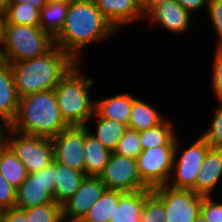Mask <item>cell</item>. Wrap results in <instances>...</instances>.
Returning <instances> with one entry per match:
<instances>
[{"label": "cell", "mask_w": 222, "mask_h": 222, "mask_svg": "<svg viewBox=\"0 0 222 222\" xmlns=\"http://www.w3.org/2000/svg\"><path fill=\"white\" fill-rule=\"evenodd\" d=\"M114 32V27L92 0H74L69 3L64 26L54 38V45L77 62L80 50Z\"/></svg>", "instance_id": "6da1fadb"}, {"label": "cell", "mask_w": 222, "mask_h": 222, "mask_svg": "<svg viewBox=\"0 0 222 222\" xmlns=\"http://www.w3.org/2000/svg\"><path fill=\"white\" fill-rule=\"evenodd\" d=\"M76 63L56 45L41 56L10 63L18 96L53 90Z\"/></svg>", "instance_id": "7a4b0ae2"}, {"label": "cell", "mask_w": 222, "mask_h": 222, "mask_svg": "<svg viewBox=\"0 0 222 222\" xmlns=\"http://www.w3.org/2000/svg\"><path fill=\"white\" fill-rule=\"evenodd\" d=\"M67 127L54 89L20 97L16 116L10 123L14 131L44 138H53Z\"/></svg>", "instance_id": "3957f363"}, {"label": "cell", "mask_w": 222, "mask_h": 222, "mask_svg": "<svg viewBox=\"0 0 222 222\" xmlns=\"http://www.w3.org/2000/svg\"><path fill=\"white\" fill-rule=\"evenodd\" d=\"M80 66L76 63L54 88L59 110L69 126H85L94 113L95 103L89 94L94 81Z\"/></svg>", "instance_id": "277c9868"}, {"label": "cell", "mask_w": 222, "mask_h": 222, "mask_svg": "<svg viewBox=\"0 0 222 222\" xmlns=\"http://www.w3.org/2000/svg\"><path fill=\"white\" fill-rule=\"evenodd\" d=\"M54 46V39L40 27L2 23L0 58L18 62L41 56Z\"/></svg>", "instance_id": "5b68a950"}, {"label": "cell", "mask_w": 222, "mask_h": 222, "mask_svg": "<svg viewBox=\"0 0 222 222\" xmlns=\"http://www.w3.org/2000/svg\"><path fill=\"white\" fill-rule=\"evenodd\" d=\"M7 132L6 145L23 162L28 173L42 170L53 161L51 138L22 134L12 129Z\"/></svg>", "instance_id": "8992f818"}, {"label": "cell", "mask_w": 222, "mask_h": 222, "mask_svg": "<svg viewBox=\"0 0 222 222\" xmlns=\"http://www.w3.org/2000/svg\"><path fill=\"white\" fill-rule=\"evenodd\" d=\"M179 140L177 139L174 163L172 167L171 175L173 174V180L171 178L166 184L169 187L176 189H189L195 192V184L198 173L201 171V165L207 151L211 148L205 139L200 136L194 140V143L189 148L184 149L177 159ZM172 184H171V183Z\"/></svg>", "instance_id": "52a82bcc"}, {"label": "cell", "mask_w": 222, "mask_h": 222, "mask_svg": "<svg viewBox=\"0 0 222 222\" xmlns=\"http://www.w3.org/2000/svg\"><path fill=\"white\" fill-rule=\"evenodd\" d=\"M152 192L164 203L167 222H194L200 213L203 196L193 190L161 185Z\"/></svg>", "instance_id": "ba28073f"}, {"label": "cell", "mask_w": 222, "mask_h": 222, "mask_svg": "<svg viewBox=\"0 0 222 222\" xmlns=\"http://www.w3.org/2000/svg\"><path fill=\"white\" fill-rule=\"evenodd\" d=\"M176 146H157L143 150L136 158L141 180L150 188L166 185L172 178Z\"/></svg>", "instance_id": "9c48e42d"}, {"label": "cell", "mask_w": 222, "mask_h": 222, "mask_svg": "<svg viewBox=\"0 0 222 222\" xmlns=\"http://www.w3.org/2000/svg\"><path fill=\"white\" fill-rule=\"evenodd\" d=\"M56 162L52 161L42 170L28 173L26 179L16 190L15 207L26 209L52 203L54 201Z\"/></svg>", "instance_id": "30bf717a"}, {"label": "cell", "mask_w": 222, "mask_h": 222, "mask_svg": "<svg viewBox=\"0 0 222 222\" xmlns=\"http://www.w3.org/2000/svg\"><path fill=\"white\" fill-rule=\"evenodd\" d=\"M98 177L106 190L133 192L150 189L139 176L136 159L113 152Z\"/></svg>", "instance_id": "8fae6325"}, {"label": "cell", "mask_w": 222, "mask_h": 222, "mask_svg": "<svg viewBox=\"0 0 222 222\" xmlns=\"http://www.w3.org/2000/svg\"><path fill=\"white\" fill-rule=\"evenodd\" d=\"M53 161L85 174V126H69L51 138Z\"/></svg>", "instance_id": "7c38bea8"}, {"label": "cell", "mask_w": 222, "mask_h": 222, "mask_svg": "<svg viewBox=\"0 0 222 222\" xmlns=\"http://www.w3.org/2000/svg\"><path fill=\"white\" fill-rule=\"evenodd\" d=\"M105 190L98 176H86L77 191L61 205L63 222H79Z\"/></svg>", "instance_id": "4fadbf2b"}, {"label": "cell", "mask_w": 222, "mask_h": 222, "mask_svg": "<svg viewBox=\"0 0 222 222\" xmlns=\"http://www.w3.org/2000/svg\"><path fill=\"white\" fill-rule=\"evenodd\" d=\"M115 30L144 17L140 0H92Z\"/></svg>", "instance_id": "5bb4252c"}, {"label": "cell", "mask_w": 222, "mask_h": 222, "mask_svg": "<svg viewBox=\"0 0 222 222\" xmlns=\"http://www.w3.org/2000/svg\"><path fill=\"white\" fill-rule=\"evenodd\" d=\"M146 16H149L153 22L160 24L163 28L177 34L185 32L191 25V14L176 0L158 4Z\"/></svg>", "instance_id": "9a60e30c"}, {"label": "cell", "mask_w": 222, "mask_h": 222, "mask_svg": "<svg viewBox=\"0 0 222 222\" xmlns=\"http://www.w3.org/2000/svg\"><path fill=\"white\" fill-rule=\"evenodd\" d=\"M222 177V148H210L197 175L195 193L201 196H211Z\"/></svg>", "instance_id": "2e32d148"}, {"label": "cell", "mask_w": 222, "mask_h": 222, "mask_svg": "<svg viewBox=\"0 0 222 222\" xmlns=\"http://www.w3.org/2000/svg\"><path fill=\"white\" fill-rule=\"evenodd\" d=\"M19 98L10 63L0 58V117L8 123L16 116Z\"/></svg>", "instance_id": "e0dca14e"}, {"label": "cell", "mask_w": 222, "mask_h": 222, "mask_svg": "<svg viewBox=\"0 0 222 222\" xmlns=\"http://www.w3.org/2000/svg\"><path fill=\"white\" fill-rule=\"evenodd\" d=\"M134 95L116 94L95 103L94 111L103 118L116 120L128 126Z\"/></svg>", "instance_id": "ac0fdd59"}, {"label": "cell", "mask_w": 222, "mask_h": 222, "mask_svg": "<svg viewBox=\"0 0 222 222\" xmlns=\"http://www.w3.org/2000/svg\"><path fill=\"white\" fill-rule=\"evenodd\" d=\"M88 124L85 125L84 164L86 176H98L109 162L112 151L104 147L90 134Z\"/></svg>", "instance_id": "d6986e66"}, {"label": "cell", "mask_w": 222, "mask_h": 222, "mask_svg": "<svg viewBox=\"0 0 222 222\" xmlns=\"http://www.w3.org/2000/svg\"><path fill=\"white\" fill-rule=\"evenodd\" d=\"M152 192V189L141 191L124 192L118 206L115 207L110 222H141V211L145 198Z\"/></svg>", "instance_id": "ffe728a7"}, {"label": "cell", "mask_w": 222, "mask_h": 222, "mask_svg": "<svg viewBox=\"0 0 222 222\" xmlns=\"http://www.w3.org/2000/svg\"><path fill=\"white\" fill-rule=\"evenodd\" d=\"M86 175L56 162L54 201L60 205L66 202L80 187Z\"/></svg>", "instance_id": "44dd1931"}, {"label": "cell", "mask_w": 222, "mask_h": 222, "mask_svg": "<svg viewBox=\"0 0 222 222\" xmlns=\"http://www.w3.org/2000/svg\"><path fill=\"white\" fill-rule=\"evenodd\" d=\"M0 173L16 190L28 176L23 162L5 145L0 148Z\"/></svg>", "instance_id": "7402d4cb"}, {"label": "cell", "mask_w": 222, "mask_h": 222, "mask_svg": "<svg viewBox=\"0 0 222 222\" xmlns=\"http://www.w3.org/2000/svg\"><path fill=\"white\" fill-rule=\"evenodd\" d=\"M164 120L157 109L136 98L132 104L128 128L139 132L155 127Z\"/></svg>", "instance_id": "603a6c76"}, {"label": "cell", "mask_w": 222, "mask_h": 222, "mask_svg": "<svg viewBox=\"0 0 222 222\" xmlns=\"http://www.w3.org/2000/svg\"><path fill=\"white\" fill-rule=\"evenodd\" d=\"M124 192L105 190L79 222H110Z\"/></svg>", "instance_id": "cb8c5ba5"}, {"label": "cell", "mask_w": 222, "mask_h": 222, "mask_svg": "<svg viewBox=\"0 0 222 222\" xmlns=\"http://www.w3.org/2000/svg\"><path fill=\"white\" fill-rule=\"evenodd\" d=\"M68 3L51 2L46 3L40 9V28L48 33L53 39L59 34L64 26Z\"/></svg>", "instance_id": "d4e9b609"}, {"label": "cell", "mask_w": 222, "mask_h": 222, "mask_svg": "<svg viewBox=\"0 0 222 222\" xmlns=\"http://www.w3.org/2000/svg\"><path fill=\"white\" fill-rule=\"evenodd\" d=\"M95 115L98 118L96 123V132H90V134L94 136L104 147L113 152L119 140L124 136L128 126L116 120L100 117L94 111L93 116Z\"/></svg>", "instance_id": "484cf974"}, {"label": "cell", "mask_w": 222, "mask_h": 222, "mask_svg": "<svg viewBox=\"0 0 222 222\" xmlns=\"http://www.w3.org/2000/svg\"><path fill=\"white\" fill-rule=\"evenodd\" d=\"M139 139L143 150L157 146H176L177 142L173 127L166 120L155 127L139 131Z\"/></svg>", "instance_id": "4316f807"}, {"label": "cell", "mask_w": 222, "mask_h": 222, "mask_svg": "<svg viewBox=\"0 0 222 222\" xmlns=\"http://www.w3.org/2000/svg\"><path fill=\"white\" fill-rule=\"evenodd\" d=\"M2 18V23L40 27V11L27 3L8 4Z\"/></svg>", "instance_id": "83f0119b"}, {"label": "cell", "mask_w": 222, "mask_h": 222, "mask_svg": "<svg viewBox=\"0 0 222 222\" xmlns=\"http://www.w3.org/2000/svg\"><path fill=\"white\" fill-rule=\"evenodd\" d=\"M23 210L30 222H63L61 205L55 201Z\"/></svg>", "instance_id": "f1b7e54d"}, {"label": "cell", "mask_w": 222, "mask_h": 222, "mask_svg": "<svg viewBox=\"0 0 222 222\" xmlns=\"http://www.w3.org/2000/svg\"><path fill=\"white\" fill-rule=\"evenodd\" d=\"M142 151L139 132L128 128L124 136L119 140L113 153L136 159Z\"/></svg>", "instance_id": "f546056e"}, {"label": "cell", "mask_w": 222, "mask_h": 222, "mask_svg": "<svg viewBox=\"0 0 222 222\" xmlns=\"http://www.w3.org/2000/svg\"><path fill=\"white\" fill-rule=\"evenodd\" d=\"M164 203L151 192L146 198L141 211V222H167Z\"/></svg>", "instance_id": "4dcf8cb0"}, {"label": "cell", "mask_w": 222, "mask_h": 222, "mask_svg": "<svg viewBox=\"0 0 222 222\" xmlns=\"http://www.w3.org/2000/svg\"><path fill=\"white\" fill-rule=\"evenodd\" d=\"M201 136L211 148H222V104H219L209 130Z\"/></svg>", "instance_id": "1f68e13d"}, {"label": "cell", "mask_w": 222, "mask_h": 222, "mask_svg": "<svg viewBox=\"0 0 222 222\" xmlns=\"http://www.w3.org/2000/svg\"><path fill=\"white\" fill-rule=\"evenodd\" d=\"M211 196H204L200 213L208 222H222V202H215Z\"/></svg>", "instance_id": "d6a6232c"}, {"label": "cell", "mask_w": 222, "mask_h": 222, "mask_svg": "<svg viewBox=\"0 0 222 222\" xmlns=\"http://www.w3.org/2000/svg\"><path fill=\"white\" fill-rule=\"evenodd\" d=\"M207 10L217 36L219 37L217 47H222V0H209Z\"/></svg>", "instance_id": "836d02e7"}, {"label": "cell", "mask_w": 222, "mask_h": 222, "mask_svg": "<svg viewBox=\"0 0 222 222\" xmlns=\"http://www.w3.org/2000/svg\"><path fill=\"white\" fill-rule=\"evenodd\" d=\"M213 64L212 87L215 96L220 100L219 103L222 104V47H217Z\"/></svg>", "instance_id": "e575fe53"}, {"label": "cell", "mask_w": 222, "mask_h": 222, "mask_svg": "<svg viewBox=\"0 0 222 222\" xmlns=\"http://www.w3.org/2000/svg\"><path fill=\"white\" fill-rule=\"evenodd\" d=\"M16 189L0 173V209L15 207Z\"/></svg>", "instance_id": "d590c367"}, {"label": "cell", "mask_w": 222, "mask_h": 222, "mask_svg": "<svg viewBox=\"0 0 222 222\" xmlns=\"http://www.w3.org/2000/svg\"><path fill=\"white\" fill-rule=\"evenodd\" d=\"M2 222H30L26 212L17 207L5 209L2 212Z\"/></svg>", "instance_id": "8d00e7d4"}, {"label": "cell", "mask_w": 222, "mask_h": 222, "mask_svg": "<svg viewBox=\"0 0 222 222\" xmlns=\"http://www.w3.org/2000/svg\"><path fill=\"white\" fill-rule=\"evenodd\" d=\"M190 14L208 5L209 0H176Z\"/></svg>", "instance_id": "74e56055"}, {"label": "cell", "mask_w": 222, "mask_h": 222, "mask_svg": "<svg viewBox=\"0 0 222 222\" xmlns=\"http://www.w3.org/2000/svg\"><path fill=\"white\" fill-rule=\"evenodd\" d=\"M167 1L169 0H142L141 9L143 15H146L153 7L157 6L158 4L165 3Z\"/></svg>", "instance_id": "f35d334b"}, {"label": "cell", "mask_w": 222, "mask_h": 222, "mask_svg": "<svg viewBox=\"0 0 222 222\" xmlns=\"http://www.w3.org/2000/svg\"><path fill=\"white\" fill-rule=\"evenodd\" d=\"M21 3H27L30 6L38 9H40L47 3L46 0H9L8 4H21Z\"/></svg>", "instance_id": "ab89813d"}, {"label": "cell", "mask_w": 222, "mask_h": 222, "mask_svg": "<svg viewBox=\"0 0 222 222\" xmlns=\"http://www.w3.org/2000/svg\"><path fill=\"white\" fill-rule=\"evenodd\" d=\"M6 130H10V123H8L5 119L0 117V148L4 147L6 145L7 137H5L6 133L4 132Z\"/></svg>", "instance_id": "60d3db41"}, {"label": "cell", "mask_w": 222, "mask_h": 222, "mask_svg": "<svg viewBox=\"0 0 222 222\" xmlns=\"http://www.w3.org/2000/svg\"><path fill=\"white\" fill-rule=\"evenodd\" d=\"M9 0H0V13L2 14L5 10L6 6L8 5Z\"/></svg>", "instance_id": "b9f144b4"}, {"label": "cell", "mask_w": 222, "mask_h": 222, "mask_svg": "<svg viewBox=\"0 0 222 222\" xmlns=\"http://www.w3.org/2000/svg\"><path fill=\"white\" fill-rule=\"evenodd\" d=\"M194 222H208L201 213L198 214Z\"/></svg>", "instance_id": "7bdbcfd3"}, {"label": "cell", "mask_w": 222, "mask_h": 222, "mask_svg": "<svg viewBox=\"0 0 222 222\" xmlns=\"http://www.w3.org/2000/svg\"><path fill=\"white\" fill-rule=\"evenodd\" d=\"M74 0H46L47 3H51V2H63V3H70Z\"/></svg>", "instance_id": "ee69618b"}, {"label": "cell", "mask_w": 222, "mask_h": 222, "mask_svg": "<svg viewBox=\"0 0 222 222\" xmlns=\"http://www.w3.org/2000/svg\"><path fill=\"white\" fill-rule=\"evenodd\" d=\"M2 21H3L2 14L0 13V47H1Z\"/></svg>", "instance_id": "f6af8a7d"}, {"label": "cell", "mask_w": 222, "mask_h": 222, "mask_svg": "<svg viewBox=\"0 0 222 222\" xmlns=\"http://www.w3.org/2000/svg\"><path fill=\"white\" fill-rule=\"evenodd\" d=\"M2 212H3V210L0 209V222H2Z\"/></svg>", "instance_id": "bcb514c9"}]
</instances>
